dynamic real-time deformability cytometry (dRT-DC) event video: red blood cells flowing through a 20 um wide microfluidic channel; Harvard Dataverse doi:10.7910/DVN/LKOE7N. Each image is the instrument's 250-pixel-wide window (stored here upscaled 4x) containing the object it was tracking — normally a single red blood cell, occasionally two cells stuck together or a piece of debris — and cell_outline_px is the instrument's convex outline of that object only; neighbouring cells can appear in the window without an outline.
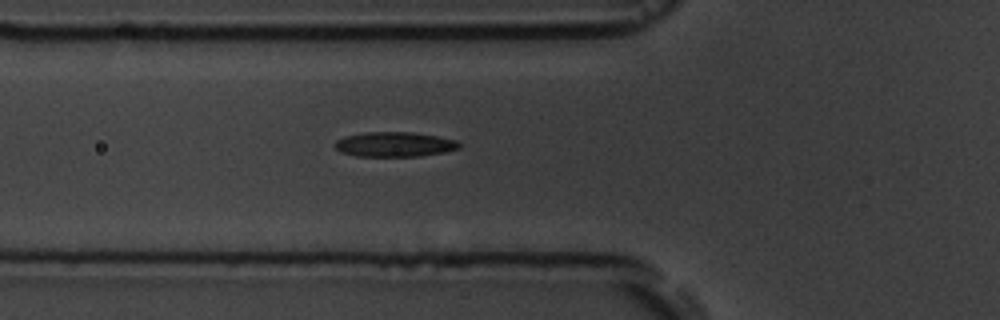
{"species": "common noctule bat (a hibernating species)", "species_latin": "Nyctalus noctula", "temperature_condition": "room temperature", "stored_images_in_passage": 6, "camera_frame_rate_fps": 3000, "um_per_image_px": 0.085, "animal": {"sex": "male", "body_mass_g": 19.5, "forearm_length_mm": 54.6}, "frame": {"image": 1, "passage_image": 6, "time_ms": 6.667, "image_size_px": [1000, 320], "cell_outline_px": [[460, 148], [444, 152], [420, 156], [356, 156], [340, 152], [336, 148], [336, 140], [344, 136], [364, 132], [412, 132], [436, 136], [456, 140], [460, 144]], "centroid_in_image_um": [33.52, 12.27], "position_along_channel_um": 92.3, "area_um2": 17.92}}